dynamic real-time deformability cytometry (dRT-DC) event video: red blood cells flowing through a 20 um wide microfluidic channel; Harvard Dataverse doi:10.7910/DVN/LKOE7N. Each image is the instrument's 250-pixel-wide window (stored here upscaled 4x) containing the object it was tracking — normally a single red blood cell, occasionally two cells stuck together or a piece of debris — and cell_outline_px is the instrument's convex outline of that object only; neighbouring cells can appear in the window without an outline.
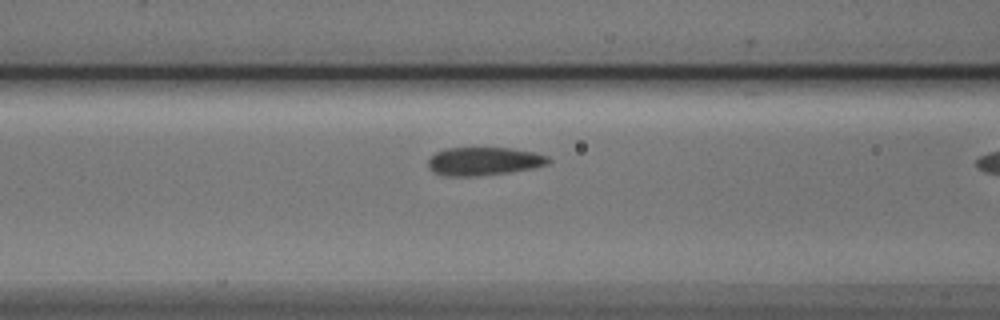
{"species": "Egyptian fruit bat (a non-hibernating species)", "species_latin": "Rousettus aegyptiacus", "temperature_condition": "cold", "stored_images_in_passage": 12, "camera_frame_rate_fps": 3000, "um_per_image_px": 0.085, "animal": {"sex": "male"}, "frame": {"image": 1, "passage_image": 7, "time_ms": 2.0, "image_size_px": [1000, 320], "cell_outline_px": [[552, 160], [548, 164], [536, 168], [512, 172], [476, 176], [444, 176], [432, 172], [428, 168], [428, 160], [436, 152], [444, 148], [512, 148], [532, 152], [548, 156]], "centroid_in_image_um": [41.13, 13.72], "position_along_channel_um": 125.5, "area_um2": 20.06}}
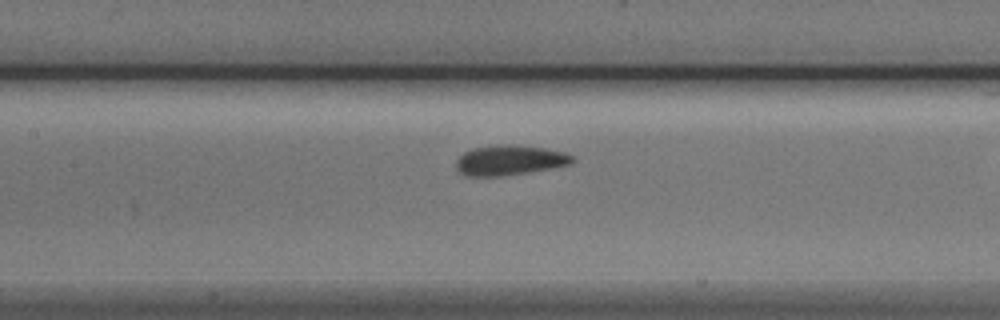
{"frame": {"image": 2, "passage_image": 10, "time_ms": 3.0, "image_size_px": [1000, 320], "cell_outline_px": [[576, 160], [572, 164], [528, 172], [496, 176], [464, 176], [456, 168], [456, 160], [464, 152], [472, 148], [496, 144], [512, 144], [544, 148], [564, 152], [572, 156]], "centroid_in_image_um": [43.3, 13.6], "position_along_channel_um": 164.1, "area_um2": 20.4}}